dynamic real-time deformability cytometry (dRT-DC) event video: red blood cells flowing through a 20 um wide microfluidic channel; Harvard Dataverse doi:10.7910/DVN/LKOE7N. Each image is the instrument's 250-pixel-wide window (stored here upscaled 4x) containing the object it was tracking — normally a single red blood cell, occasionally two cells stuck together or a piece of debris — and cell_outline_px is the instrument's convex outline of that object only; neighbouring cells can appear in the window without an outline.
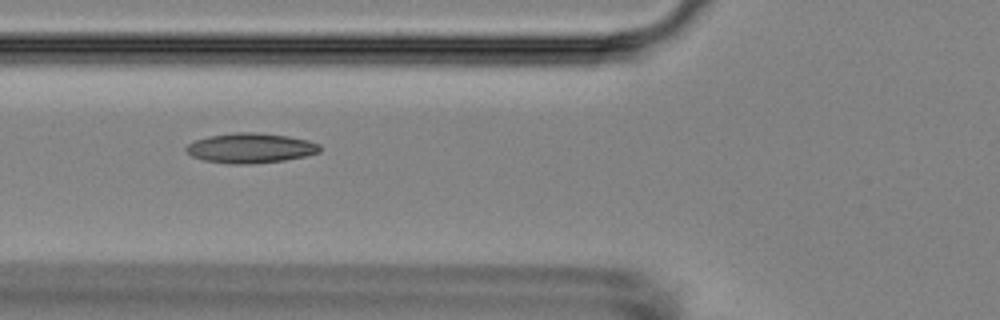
{"species": "Egyptian fruit bat (a non-hibernating species)", "species_latin": "Rousettus aegyptiacus", "temperature_condition": "room temperature", "stored_images_in_passage": 41, "camera_frame_rate_fps": 3000, "um_per_image_px": 0.085, "animal": {"sex": "female"}, "frame": {"image": 1, "passage_image": 7, "time_ms": 2.0, "image_size_px": [1000, 320], "cell_outline_px": [[320, 152], [304, 156], [284, 160], [248, 164], [228, 164], [204, 160], [192, 156], [184, 148], [188, 144], [196, 140], [208, 136], [236, 132], [252, 132], [288, 136], [308, 140], [320, 144]], "centroid_in_image_um": [21.29, 12.58], "position_along_channel_um": 104.5, "area_um2": 23.18}}
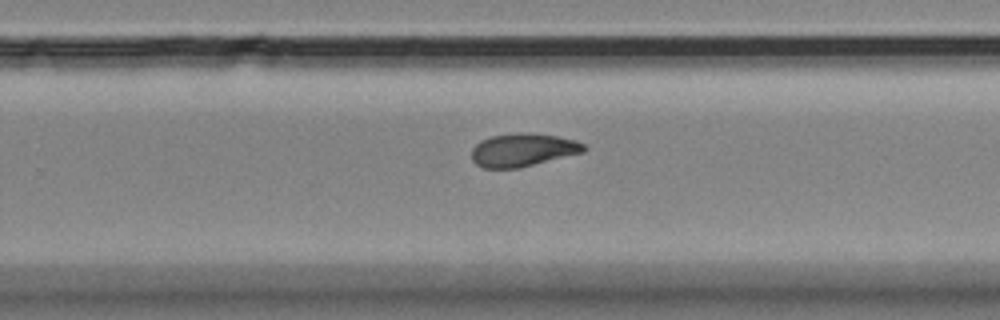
{"frame": {"image": 2, "passage_image": 22, "time_ms": 7.0, "image_size_px": [1000, 320], "cell_outline_px": [[588, 148], [584, 152], [520, 168], [484, 168], [476, 164], [472, 160], [472, 148], [480, 140], [492, 136], [524, 132], [528, 132], [556, 136], [576, 140], [584, 144]], "centroid_in_image_um": [44.46, 12.75], "position_along_channel_um": 285.3, "area_um2": 21.73}}
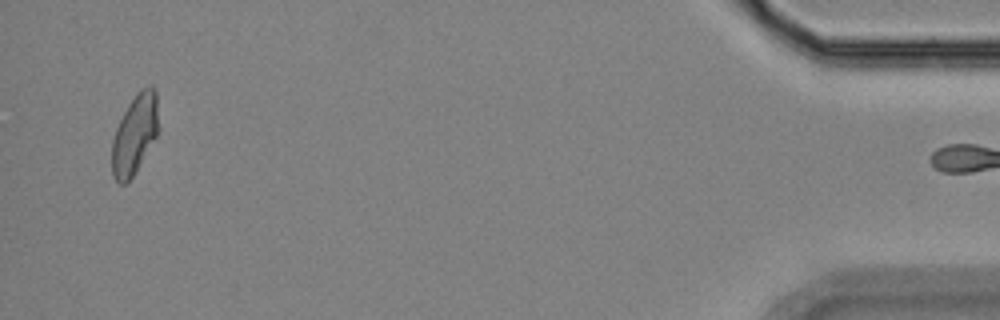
{"frame": {"image": 3, "passage_image": 40, "time_ms": 13.0, "image_size_px": [1000, 320], "cell_outline_px": [[156, 136], [132, 176], [124, 184], [120, 184], [112, 176], [112, 140], [116, 128], [128, 104], [140, 88], [148, 84], [152, 84], [156, 92]], "centroid_in_image_um": [11.41, 11.39], "position_along_channel_um": 423.8, "area_um2": 20.98}}